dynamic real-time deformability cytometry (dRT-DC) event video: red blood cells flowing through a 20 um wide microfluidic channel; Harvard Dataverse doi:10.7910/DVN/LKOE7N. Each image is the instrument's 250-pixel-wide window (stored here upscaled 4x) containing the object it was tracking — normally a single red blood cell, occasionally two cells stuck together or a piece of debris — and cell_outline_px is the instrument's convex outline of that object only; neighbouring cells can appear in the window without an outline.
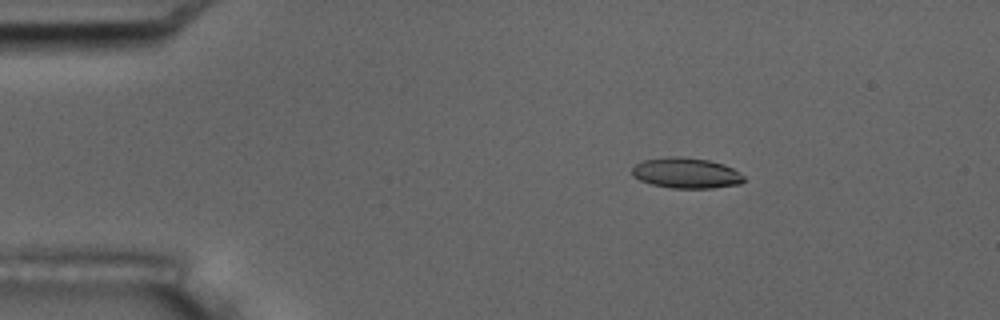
{"species": "common noctule bat (a hibernating species)", "species_latin": "Nyctalus noctula", "temperature_condition": "room temperature", "stored_images_in_passage": 17, "camera_frame_rate_fps": 3000, "um_per_image_px": 0.085, "animal": {"sex": "male", "body_mass_g": 17.5, "forearm_length_mm": 52.3}, "frame": {"image": 1, "passage_image": 3, "time_ms": 2.333, "image_size_px": [1000, 320], "cell_outline_px": [[744, 180], [740, 184], [712, 188], [672, 188], [652, 184], [640, 180], [632, 176], [632, 168], [636, 164], [644, 160], [668, 156], [680, 156], [708, 160], [724, 164], [732, 168], [744, 176]], "centroid_in_image_um": [58.32, 14.7], "position_along_channel_um": 26.7, "area_um2": 19.88}, "authors_computed_cell_mechanics": {"area_um2": 20.519, "velocity_mm_per_s": 3.4842, "shape_relaxation_time_tau1_ms": 9.6443, "shape_relaxation_time_tau2_ms": 1.9879, "deformation_change_tau1": 0.222, "deformation_change_tau2": 0.0808}}